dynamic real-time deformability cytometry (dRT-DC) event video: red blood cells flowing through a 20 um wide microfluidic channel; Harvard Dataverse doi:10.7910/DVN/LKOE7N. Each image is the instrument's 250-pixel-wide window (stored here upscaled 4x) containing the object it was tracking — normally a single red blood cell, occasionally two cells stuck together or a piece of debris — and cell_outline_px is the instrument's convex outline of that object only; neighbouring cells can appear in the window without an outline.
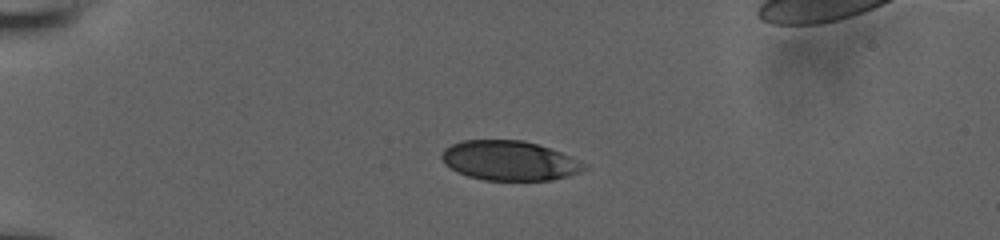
{"species": "human", "species_latin": "Homo sapiens", "temperature_condition": "room temperature", "stored_images_in_passage": 38, "segment_of_instrument_passage": [1, 2], "camera_frame_rate_fps": 3000, "um_per_image_px": 0.085, "donor": {"sex": "male"}, "frame": {"image": 1, "passage_image": 1, "time_ms": 0.0, "image_size_px": [1000, 240], "cell_outline_px": [[588, 168], [580, 172], [568, 176], [552, 180], [484, 180], [468, 176], [456, 172], [444, 164], [440, 156], [444, 148], [452, 144], [464, 140], [524, 140], [560, 152], [588, 164]], "centroid_in_image_um": [43.29, 13.66], "position_along_channel_um": 41.7, "area_um2": 33.0}}
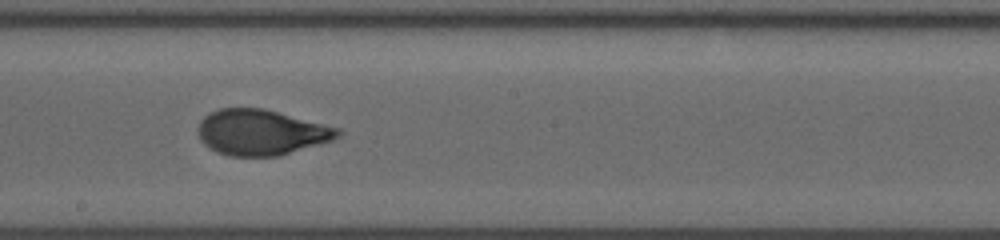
{"frame": {"image": 2, "passage_image": 16, "time_ms": 5.0, "image_size_px": [1000, 240], "cell_outline_px": [[344, 132], [340, 136], [332, 140], [320, 144], [280, 156], [228, 156], [216, 152], [208, 148], [200, 140], [196, 128], [200, 120], [208, 112], [220, 108], [264, 108], [340, 128]], "centroid_in_image_um": [22.18, 11.25], "position_along_channel_um": 226.0, "area_um2": 37.63}}
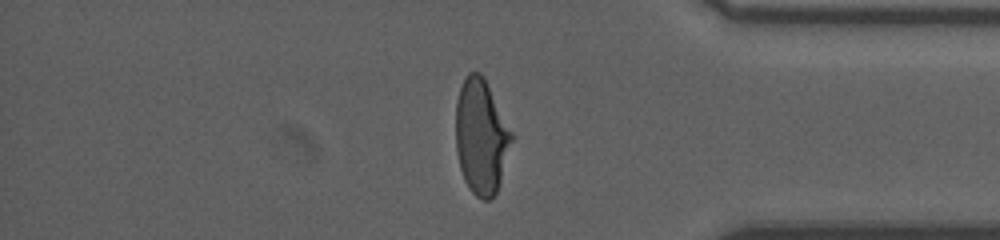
{"frame": {"image": 3, "passage_image": 30, "time_ms": 9.667, "image_size_px": [1000, 240], "cell_outline_px": [[512, 140], [500, 180], [496, 192], [492, 200], [484, 200], [476, 196], [468, 188], [464, 180], [460, 168], [456, 148], [456, 100], [460, 88], [468, 72], [480, 72], [484, 76], [512, 132]], "centroid_in_image_um": [40.88, 11.61], "position_along_channel_um": 394.3, "area_um2": 37.17}}